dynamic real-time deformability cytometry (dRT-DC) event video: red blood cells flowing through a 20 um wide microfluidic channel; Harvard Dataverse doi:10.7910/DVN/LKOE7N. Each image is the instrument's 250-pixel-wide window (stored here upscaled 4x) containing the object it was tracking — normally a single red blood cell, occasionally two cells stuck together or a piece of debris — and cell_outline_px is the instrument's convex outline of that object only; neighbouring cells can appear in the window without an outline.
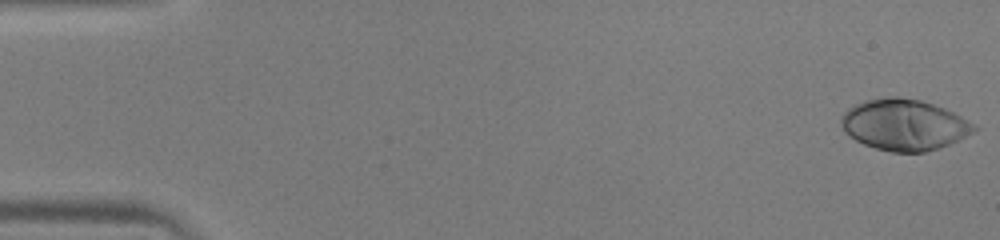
{"species": "human", "species_latin": "Homo sapiens", "temperature_condition": "warm", "stored_images_in_passage": 51, "camera_frame_rate_fps": 3000, "um_per_image_px": 0.085, "donor": {"sex": "male"}, "frame": {"image": 1, "passage_image": 1, "time_ms": 0.0, "image_size_px": [1000, 240], "cell_outline_px": [[980, 128], [948, 144], [924, 152], [892, 152], [876, 148], [864, 144], [848, 136], [844, 132], [840, 124], [840, 120], [844, 112], [848, 108], [864, 100], [892, 96], [896, 96], [920, 100], [944, 108], [968, 120]], "centroid_in_image_um": [76.8, 10.6], "position_along_channel_um": 8.2, "area_um2": 39.3}}
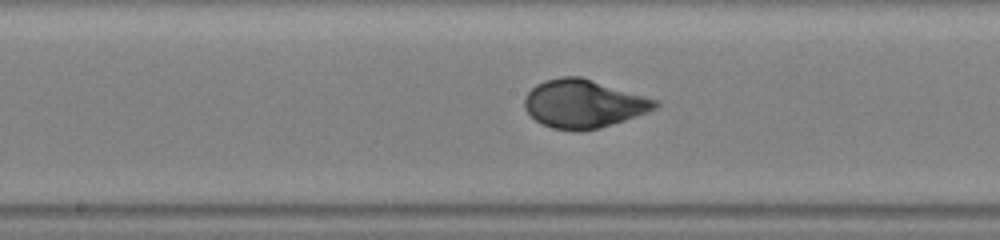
{"frame": {"image": 2, "passage_image": 27, "time_ms": 8.667, "image_size_px": [1000, 240], "cell_outline_px": [[660, 104], [656, 108], [648, 112], [600, 128], [552, 128], [540, 124], [524, 108], [524, 96], [536, 84], [544, 80], [560, 76], [580, 76], [660, 100]], "centroid_in_image_um": [49.61, 8.78], "position_along_channel_um": 198.6, "area_um2": 36.36}}
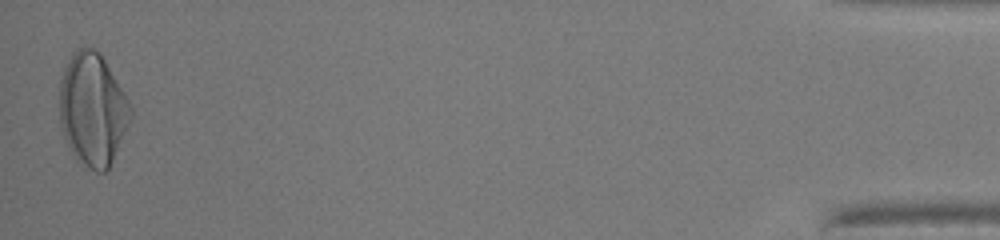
{"frame": {"image": 3, "passage_image": 51, "time_ms": 16.667, "image_size_px": [1000, 240], "cell_outline_px": [[132, 116], [112, 160], [108, 168], [104, 172], [96, 172], [88, 168], [72, 152], [64, 136], [60, 124], [60, 80], [64, 68], [72, 52], [80, 48], [92, 48], [100, 52], [132, 104]], "centroid_in_image_um": [7.88, 9.26], "position_along_channel_um": 427.3, "area_um2": 46.36}, "authors_computed_cell_mechanics": {"area_um2": 36.8764, "velocity_mm_per_s": 4.0037, "shape_relaxation_time_tau1_ms": 3.6538, "shape_relaxation_time_tau2_ms": null, "deformation_change_tau1": 0.2215, "deformation_change_tau2": null}}